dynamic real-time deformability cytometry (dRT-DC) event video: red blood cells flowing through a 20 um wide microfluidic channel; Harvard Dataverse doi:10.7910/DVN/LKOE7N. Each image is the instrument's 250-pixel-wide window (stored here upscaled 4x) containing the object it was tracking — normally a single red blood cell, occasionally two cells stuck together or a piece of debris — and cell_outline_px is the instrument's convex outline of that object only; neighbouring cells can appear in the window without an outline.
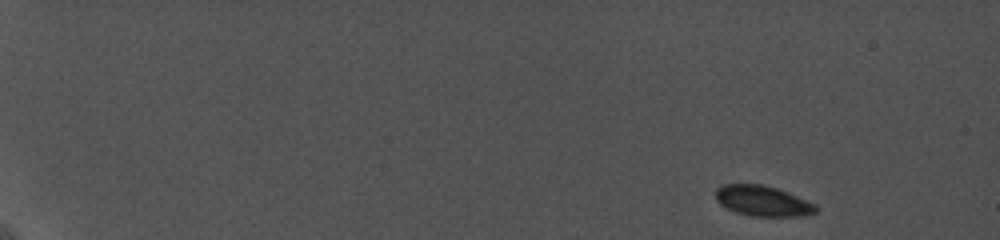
{"species": "common noctule bat (a hibernating species)", "species_latin": "Nyctalus noctula", "temperature_condition": "cold", "stored_images_in_passage": 32, "camera_frame_rate_fps": 5000, "um_per_image_px": 0.085, "animal": {"sex": "female", "body_mass_g": 19.0, "forearm_length_mm": 56.7}, "frame": {"image": 1, "passage_image": 1, "time_ms": 0.0, "image_size_px": [1000, 240], "cell_outline_px": [[816, 212], [804, 216], [752, 216], [736, 212], [720, 204], [716, 200], [716, 188], [720, 184], [764, 184], [788, 192], [816, 204]], "centroid_in_image_um": [64.82, 17.07], "position_along_channel_um": 20.2, "area_um2": 17.8}}
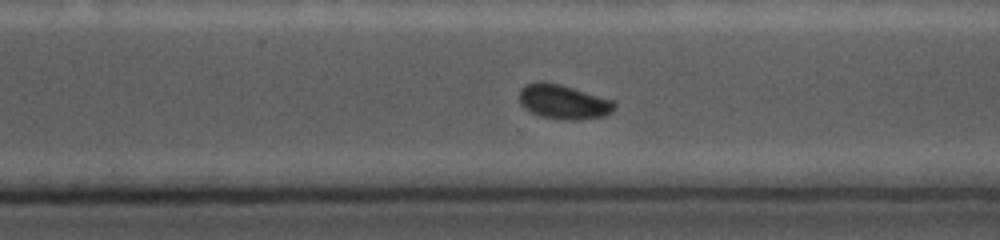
{"frame": {"image": 2, "passage_image": 27, "time_ms": 13.0, "image_size_px": [1000, 240], "cell_outline_px": [[616, 108], [612, 112], [604, 116], [580, 120], [564, 120], [540, 116], [524, 108], [520, 104], [520, 88], [528, 84], [540, 80], [544, 80], [560, 84], [616, 100]], "centroid_in_image_um": [47.93, 8.65], "position_along_channel_um": 322.7, "area_um2": 19.48}}
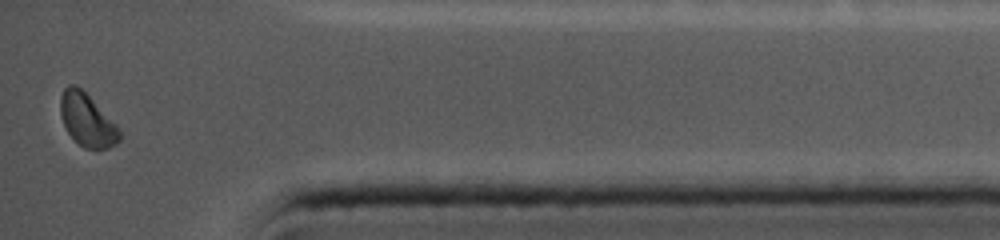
{"frame": {"image": 3, "passage_image": 32, "time_ms": 16.0, "image_size_px": [1000, 240], "cell_outline_px": [[120, 140], [116, 144], [108, 148], [84, 148], [68, 132], [60, 116], [60, 96], [64, 88], [68, 84], [76, 84], [116, 124], [120, 132]], "centroid_in_image_um": [7.38, 10.19], "position_along_channel_um": 427.8, "area_um2": 17.8}}